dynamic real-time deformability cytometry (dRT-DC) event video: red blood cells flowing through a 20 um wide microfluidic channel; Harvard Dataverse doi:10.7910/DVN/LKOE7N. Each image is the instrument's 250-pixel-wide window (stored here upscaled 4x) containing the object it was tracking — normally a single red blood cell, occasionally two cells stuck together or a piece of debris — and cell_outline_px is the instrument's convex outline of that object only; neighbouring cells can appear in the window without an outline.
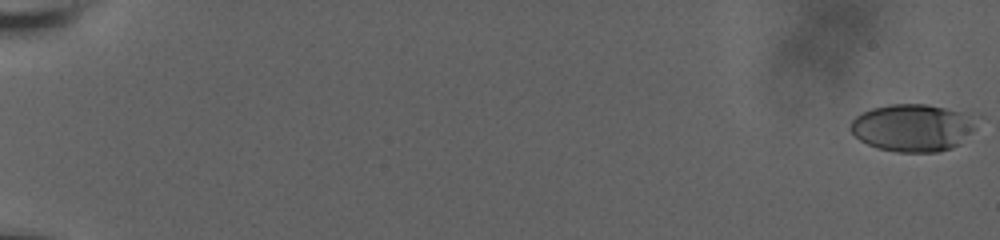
{"species": "human", "species_latin": "Homo sapiens", "temperature_condition": "room temperature", "stored_images_in_passage": 13, "camera_frame_rate_fps": 3000, "um_per_image_px": 0.085, "donor": {"sex": "male"}, "frame": {"image": 1, "passage_image": 1, "time_ms": 0.0, "image_size_px": [1000, 240], "cell_outline_px": [[972, 128], [960, 144], [952, 148], [936, 152], [896, 152], [876, 148], [860, 140], [852, 132], [852, 120], [856, 116], [872, 108], [888, 104], [928, 104], [960, 112], [968, 116], [972, 120]], "centroid_in_image_um": [77.5, 10.87], "position_along_channel_um": 7.5, "area_um2": 34.04}}
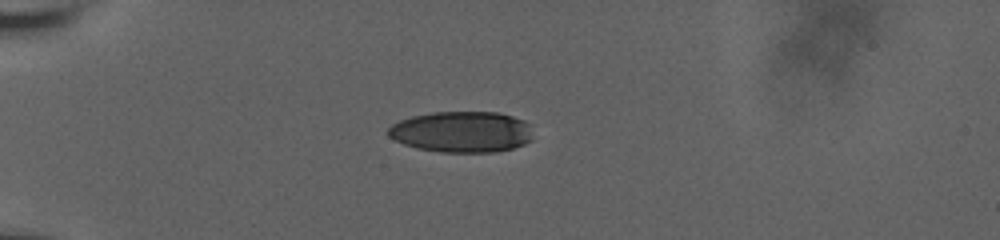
{"frame": {"image": 2, "passage_image": 10, "time_ms": 6.0, "image_size_px": [1000, 240], "cell_outline_px": [[532, 140], [524, 144], [512, 148], [496, 152], [440, 152], [416, 148], [404, 144], [388, 136], [388, 128], [392, 124], [400, 120], [412, 116], [432, 112], [496, 112], [512, 116], [524, 120], [528, 124]], "centroid_in_image_um": [39.23, 11.21], "position_along_channel_um": 45.8, "area_um2": 34.62}}
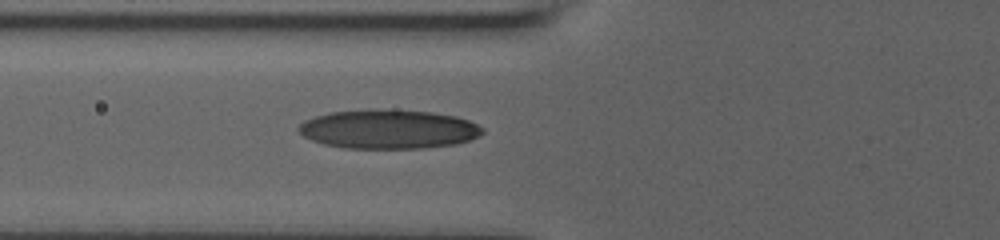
{"frame": {"image": 3, "passage_image": 13, "time_ms": 8.333, "image_size_px": [1000, 240], "cell_outline_px": [[484, 132], [480, 136], [456, 144], [424, 148], [344, 148], [324, 144], [312, 140], [304, 136], [296, 128], [304, 120], [316, 116], [332, 112], [432, 112], [456, 116], [468, 120], [484, 128]], "centroid_in_image_um": [33.05, 11.03], "position_along_channel_um": 92.7, "area_um2": 40.63}}